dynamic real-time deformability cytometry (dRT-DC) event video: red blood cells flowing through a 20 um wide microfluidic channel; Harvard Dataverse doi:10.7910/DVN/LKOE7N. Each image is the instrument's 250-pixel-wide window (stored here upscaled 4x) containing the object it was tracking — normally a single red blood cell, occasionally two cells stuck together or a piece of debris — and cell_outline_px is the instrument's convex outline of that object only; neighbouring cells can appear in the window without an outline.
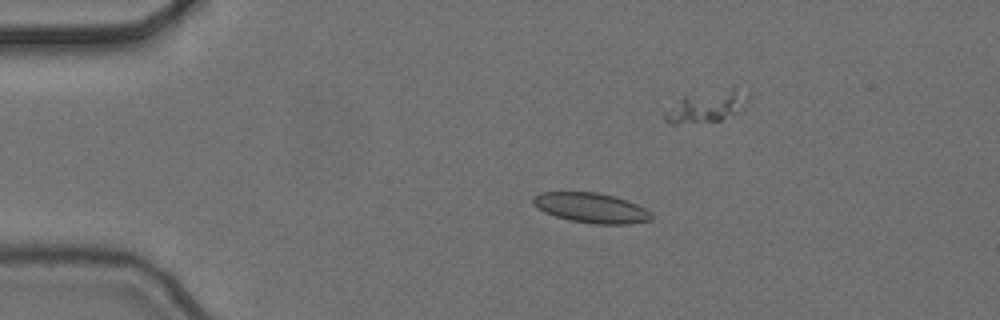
{"species": "common noctule bat (a hibernating species)", "species_latin": "Nyctalus noctula", "temperature_condition": "cold", "stored_images_in_passage": 5, "camera_frame_rate_fps": 3000, "um_per_image_px": 0.085, "animal": {"sex": "female", "body_mass_g": 24.6, "forearm_length_mm": 56.2}, "frame": {"image": 1, "passage_image": 3, "time_ms": 0.667, "image_size_px": [1000, 320], "cell_outline_px": [[652, 220], [632, 224], [596, 224], [568, 220], [544, 212], [532, 204], [532, 196], [540, 192], [596, 192], [628, 200], [652, 212]], "centroid_in_image_um": [50.24, 17.67], "position_along_channel_um": 34.8, "area_um2": 20.81}}